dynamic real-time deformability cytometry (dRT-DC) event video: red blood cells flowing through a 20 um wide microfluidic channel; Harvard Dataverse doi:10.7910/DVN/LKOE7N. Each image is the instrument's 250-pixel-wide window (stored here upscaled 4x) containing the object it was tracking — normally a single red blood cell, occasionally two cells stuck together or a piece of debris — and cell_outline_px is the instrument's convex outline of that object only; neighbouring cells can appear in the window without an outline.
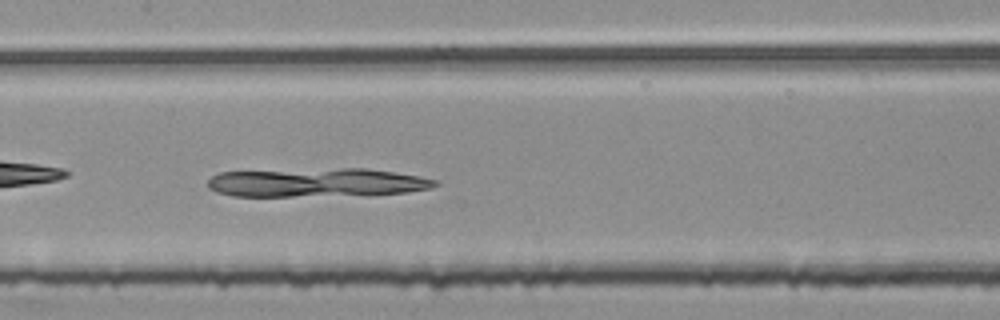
{"species": "common noctule bat (a hibernating species)", "species_latin": "Nyctalus noctula", "temperature_condition": "room temperature", "stored_images_in_passage": 31, "camera_frame_rate_fps": 3000, "um_per_image_px": 0.085, "animal": {"sex": "female", "body_mass_g": 25.1}, "frame": {"image": 1, "passage_image": 10, "time_ms": 3.0, "image_size_px": [1000, 320], "cell_outline_px": [[440, 184], [432, 188], [408, 192], [368, 196], [232, 196], [216, 192], [208, 188], [208, 180], [212, 176], [220, 172], [340, 168], [364, 168], [392, 172], [440, 180]], "centroid_in_image_um": [26.98, 15.54], "position_along_channel_um": 180.4, "area_um2": 38.61}}
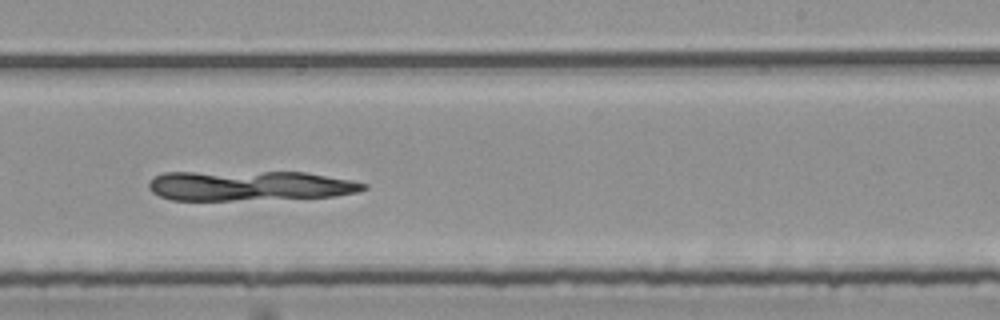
{"frame": {"image": 2, "passage_image": 17, "time_ms": 5.333, "image_size_px": [1000, 320], "cell_outline_px": [[368, 188], [356, 192], [336, 196], [232, 200], [172, 200], [160, 196], [152, 192], [148, 188], [148, 184], [152, 176], [164, 172], [304, 172], [352, 180], [368, 184]], "centroid_in_image_um": [21.17, 15.78], "position_along_channel_um": 267.8, "area_um2": 37.51}}
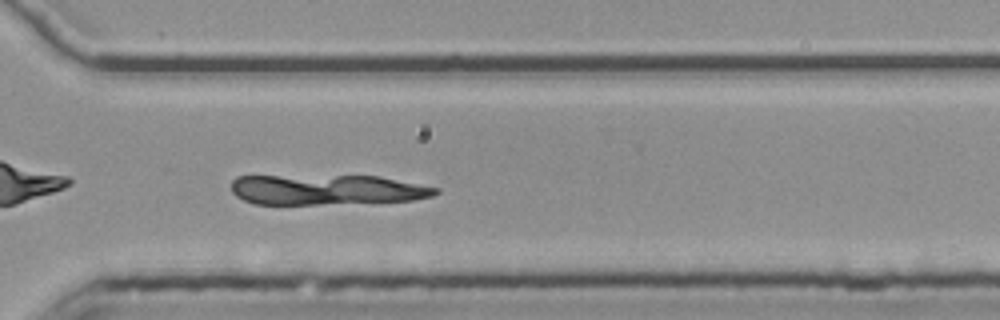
{"frame": {"image": 3, "passage_image": 23, "time_ms": 7.333, "image_size_px": [1000, 320], "cell_outline_px": [[440, 192], [432, 196], [412, 200], [320, 204], [252, 204], [236, 196], [232, 192], [232, 180], [236, 176], [380, 176], [440, 188]], "centroid_in_image_um": [27.77, 16.12], "position_along_channel_um": 342.8, "area_um2": 35.89}}